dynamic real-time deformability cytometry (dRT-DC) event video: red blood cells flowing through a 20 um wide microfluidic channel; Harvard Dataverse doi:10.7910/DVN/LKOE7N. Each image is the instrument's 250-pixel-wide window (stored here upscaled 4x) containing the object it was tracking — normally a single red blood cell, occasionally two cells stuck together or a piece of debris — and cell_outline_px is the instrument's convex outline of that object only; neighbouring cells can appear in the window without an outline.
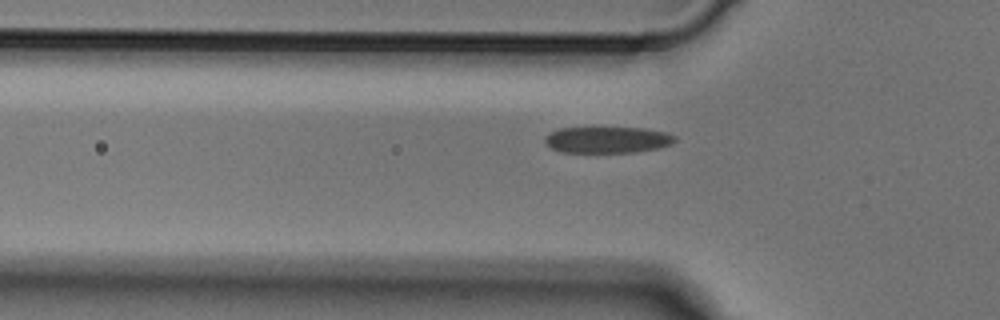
{"species": "Egyptian fruit bat (a non-hibernating species)", "species_latin": "Rousettus aegyptiacus", "temperature_condition": "cold", "stored_images_in_passage": 4, "camera_frame_rate_fps": 3000, "um_per_image_px": 0.085, "animal": {"sex": "male"}, "frame": {"image": 1, "passage_image": 4, "time_ms": 1.0, "image_size_px": [1000, 320], "cell_outline_px": [[676, 140], [668, 144], [656, 148], [632, 152], [560, 152], [552, 148], [544, 140], [552, 132], [560, 128], [644, 128], [664, 132], [676, 136]], "centroid_in_image_um": [51.63, 11.88], "position_along_channel_um": 74.2, "area_um2": 19.48}}